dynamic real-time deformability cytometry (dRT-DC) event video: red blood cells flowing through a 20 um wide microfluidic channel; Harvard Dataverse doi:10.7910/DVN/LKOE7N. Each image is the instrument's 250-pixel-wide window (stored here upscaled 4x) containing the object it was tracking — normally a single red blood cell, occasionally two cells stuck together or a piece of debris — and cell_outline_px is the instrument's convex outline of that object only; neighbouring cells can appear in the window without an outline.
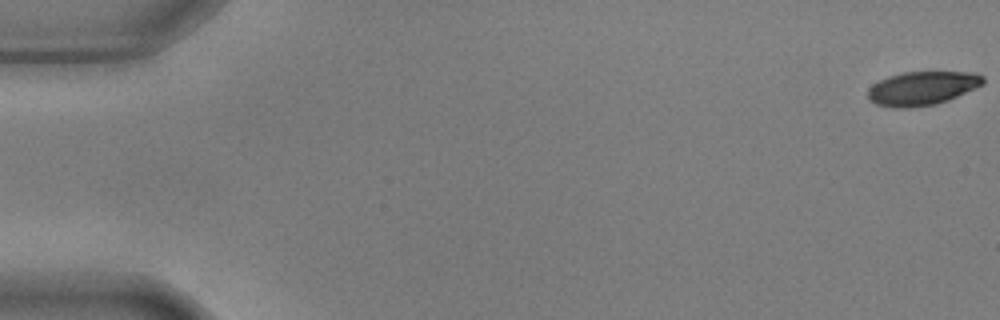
{"species": "common noctule bat (a hibernating species)", "species_latin": "Nyctalus noctula", "temperature_condition": "warm", "stored_images_in_passage": 56, "camera_frame_rate_fps": 3000, "um_per_image_px": 0.085, "animal": {"sex": "male", "body_mass_g": 17.9, "forearm_length_mm": 54.2}, "frame": {"image": 1, "passage_image": 1, "time_ms": 0.0, "image_size_px": [1000, 320], "cell_outline_px": [[984, 84], [976, 88], [948, 100], [936, 104], [912, 108], [892, 108], [876, 104], [868, 100], [868, 88], [872, 84], [888, 76], [904, 72], [976, 72], [984, 76]], "centroid_in_image_um": [78.38, 7.51], "position_along_channel_um": 6.6, "area_um2": 22.95}}
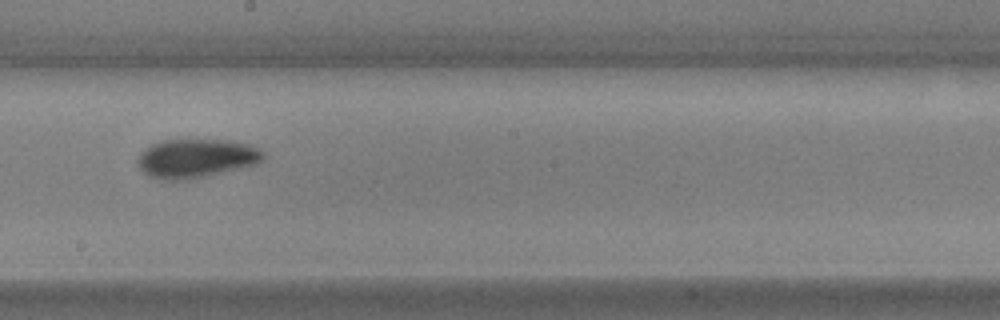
{"frame": {"image": 2, "passage_image": 32, "time_ms": 10.333, "image_size_px": [1000, 320], "cell_outline_px": [[264, 160], [256, 164], [240, 168], [204, 176], [184, 180], [164, 180], [148, 176], [140, 168], [136, 160], [144, 148], [160, 140], [228, 140], [248, 144], [260, 148], [264, 152]], "centroid_in_image_um": [16.66, 13.45], "position_along_channel_um": 231.5, "area_um2": 28.44}}
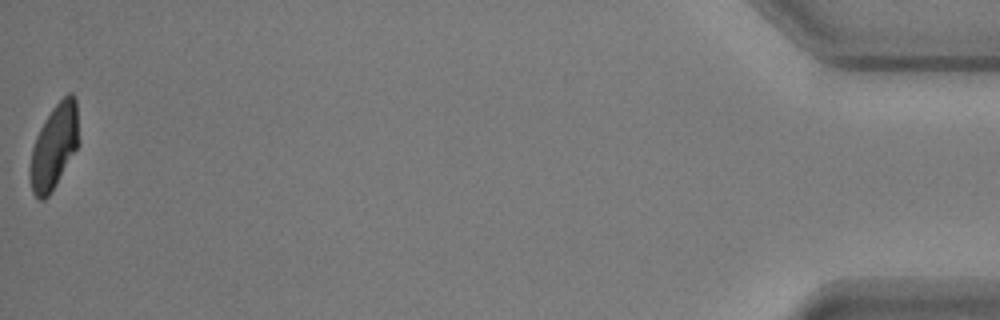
{"frame": {"image": 3, "passage_image": 56, "time_ms": 18.333, "image_size_px": [1000, 320], "cell_outline_px": [[80, 144], [52, 192], [44, 200], [40, 200], [32, 192], [28, 176], [28, 168], [32, 148], [36, 136], [40, 128], [52, 108], [68, 92], [72, 92], [76, 100]], "centroid_in_image_um": [4.6, 12.49], "position_along_channel_um": 430.6, "area_um2": 24.51}, "authors_computed_cell_mechanics": {"area_um2": 25.5187, "velocity_mm_per_s": 3.6528, "shape_relaxation_time_tau1_ms": 3.2674, "shape_relaxation_time_tau2_ms": 1.7594, "deformation_change_tau1": 0.1578, "deformation_change_tau2": 0.0586}}